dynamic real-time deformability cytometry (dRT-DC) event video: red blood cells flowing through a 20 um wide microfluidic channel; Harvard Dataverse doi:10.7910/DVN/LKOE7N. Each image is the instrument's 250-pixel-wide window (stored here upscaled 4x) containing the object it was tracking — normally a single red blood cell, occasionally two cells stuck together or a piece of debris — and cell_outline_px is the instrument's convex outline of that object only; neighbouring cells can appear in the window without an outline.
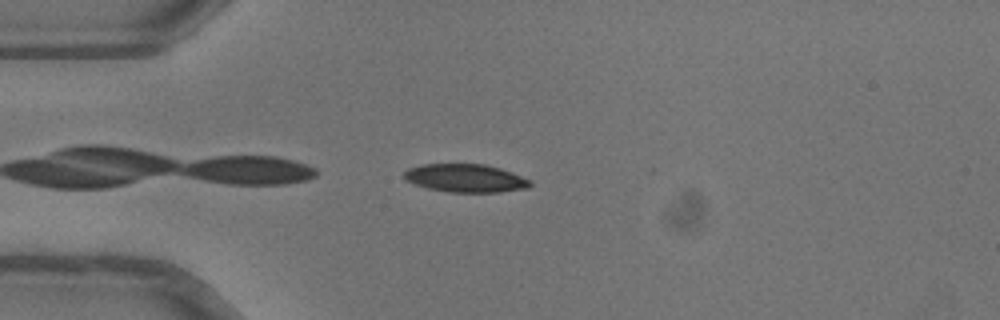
{"species": "common noctule bat (a hibernating species)", "species_latin": "Nyctalus noctula", "temperature_condition": "warm", "stored_images_in_passage": 38, "camera_frame_rate_fps": 3000, "um_per_image_px": 0.085, "animal": {"sex": "female"}, "frame": {"image": 1, "passage_image": 1, "time_ms": 0.0, "image_size_px": [1000, 320], "cell_outline_px": [[532, 184], [528, 188], [500, 192], [448, 192], [428, 188], [404, 180], [404, 172], [408, 168], [424, 164], [484, 164], [500, 168], [512, 172], [532, 180]], "centroid_in_image_um": [39.6, 15.14], "position_along_channel_um": 45.4, "area_um2": 20.75}}
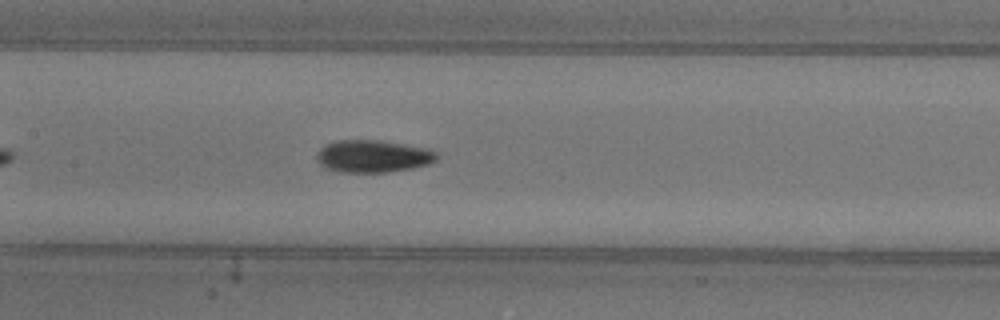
{"frame": {"image": 2, "passage_image": 12, "time_ms": 3.667, "image_size_px": [1000, 320], "cell_outline_px": [[436, 160], [428, 164], [412, 168], [388, 172], [340, 172], [328, 168], [320, 164], [316, 156], [320, 148], [324, 144], [336, 140], [380, 140], [432, 148], [436, 152]], "centroid_in_image_um": [31.72, 13.26], "position_along_channel_um": 175.7, "area_um2": 22.77}}
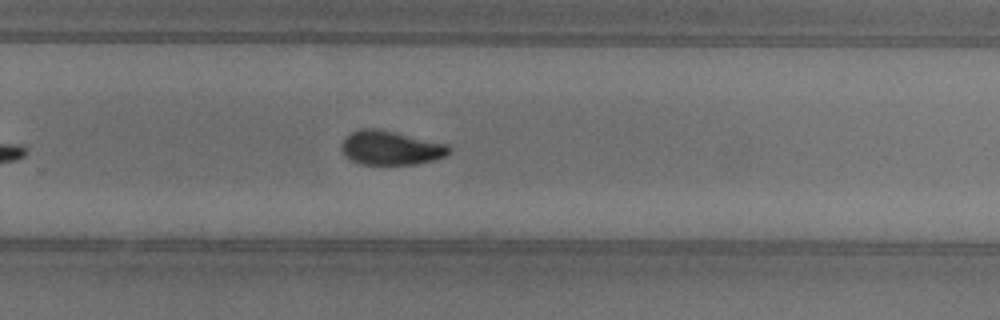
{"frame": {"image": 3, "passage_image": 21, "time_ms": 6.667, "image_size_px": [1000, 320], "cell_outline_px": [[452, 152], [436, 160], [416, 164], [360, 164], [344, 156], [340, 148], [340, 144], [352, 132], [360, 128], [376, 128], [448, 144], [452, 148]], "centroid_in_image_um": [33.22, 12.57], "position_along_channel_um": 296.6, "area_um2": 21.44}, "authors_computed_cell_mechanics": {"area_um2": 21.4438, "velocity_mm_per_s": 4.0496, "shape_relaxation_time_tau1_ms": 3.2526, "shape_relaxation_time_tau2_ms": 2.1822, "deformation_change_tau1": 0.1482, "deformation_change_tau2": 0.0566}}